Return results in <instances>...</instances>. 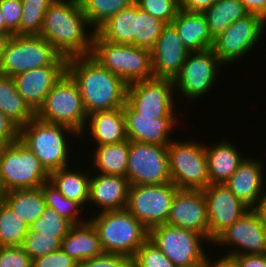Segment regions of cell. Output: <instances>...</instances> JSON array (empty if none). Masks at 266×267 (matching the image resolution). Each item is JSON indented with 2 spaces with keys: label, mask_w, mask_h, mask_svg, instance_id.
<instances>
[{
  "label": "cell",
  "mask_w": 266,
  "mask_h": 267,
  "mask_svg": "<svg viewBox=\"0 0 266 267\" xmlns=\"http://www.w3.org/2000/svg\"><path fill=\"white\" fill-rule=\"evenodd\" d=\"M66 73L77 84L87 115L122 108L126 103L128 84L90 55L68 58Z\"/></svg>",
  "instance_id": "obj_1"
},
{
  "label": "cell",
  "mask_w": 266,
  "mask_h": 267,
  "mask_svg": "<svg viewBox=\"0 0 266 267\" xmlns=\"http://www.w3.org/2000/svg\"><path fill=\"white\" fill-rule=\"evenodd\" d=\"M90 29L79 0H54L45 12L40 36L68 59L91 54L95 32Z\"/></svg>",
  "instance_id": "obj_2"
},
{
  "label": "cell",
  "mask_w": 266,
  "mask_h": 267,
  "mask_svg": "<svg viewBox=\"0 0 266 267\" xmlns=\"http://www.w3.org/2000/svg\"><path fill=\"white\" fill-rule=\"evenodd\" d=\"M66 134H69V138L80 136L71 127L42 122L35 117L20 128L19 140L35 154L50 174L68 167L71 147Z\"/></svg>",
  "instance_id": "obj_3"
},
{
  "label": "cell",
  "mask_w": 266,
  "mask_h": 267,
  "mask_svg": "<svg viewBox=\"0 0 266 267\" xmlns=\"http://www.w3.org/2000/svg\"><path fill=\"white\" fill-rule=\"evenodd\" d=\"M90 56L128 85L154 77L151 50L147 48L111 43L95 32Z\"/></svg>",
  "instance_id": "obj_4"
},
{
  "label": "cell",
  "mask_w": 266,
  "mask_h": 267,
  "mask_svg": "<svg viewBox=\"0 0 266 267\" xmlns=\"http://www.w3.org/2000/svg\"><path fill=\"white\" fill-rule=\"evenodd\" d=\"M97 214L89 219L99 234L104 253L133 258L149 237V231L127 209Z\"/></svg>",
  "instance_id": "obj_5"
},
{
  "label": "cell",
  "mask_w": 266,
  "mask_h": 267,
  "mask_svg": "<svg viewBox=\"0 0 266 267\" xmlns=\"http://www.w3.org/2000/svg\"><path fill=\"white\" fill-rule=\"evenodd\" d=\"M51 64H67V58L45 38L40 35H11L4 48L0 74L13 77Z\"/></svg>",
  "instance_id": "obj_6"
},
{
  "label": "cell",
  "mask_w": 266,
  "mask_h": 267,
  "mask_svg": "<svg viewBox=\"0 0 266 267\" xmlns=\"http://www.w3.org/2000/svg\"><path fill=\"white\" fill-rule=\"evenodd\" d=\"M35 117L42 122L71 127L81 137L83 136L88 115L78 86L67 73L46 95Z\"/></svg>",
  "instance_id": "obj_7"
},
{
  "label": "cell",
  "mask_w": 266,
  "mask_h": 267,
  "mask_svg": "<svg viewBox=\"0 0 266 267\" xmlns=\"http://www.w3.org/2000/svg\"><path fill=\"white\" fill-rule=\"evenodd\" d=\"M50 174L20 140L6 145L0 161V194L15 189L40 188Z\"/></svg>",
  "instance_id": "obj_8"
},
{
  "label": "cell",
  "mask_w": 266,
  "mask_h": 267,
  "mask_svg": "<svg viewBox=\"0 0 266 267\" xmlns=\"http://www.w3.org/2000/svg\"><path fill=\"white\" fill-rule=\"evenodd\" d=\"M171 182L179 189L202 190L210 185L204 144L174 141L168 145Z\"/></svg>",
  "instance_id": "obj_9"
},
{
  "label": "cell",
  "mask_w": 266,
  "mask_h": 267,
  "mask_svg": "<svg viewBox=\"0 0 266 267\" xmlns=\"http://www.w3.org/2000/svg\"><path fill=\"white\" fill-rule=\"evenodd\" d=\"M153 242L175 266L206 264L203 242L209 241L201 234L188 229L162 224L149 230ZM203 241V242H202Z\"/></svg>",
  "instance_id": "obj_10"
},
{
  "label": "cell",
  "mask_w": 266,
  "mask_h": 267,
  "mask_svg": "<svg viewBox=\"0 0 266 267\" xmlns=\"http://www.w3.org/2000/svg\"><path fill=\"white\" fill-rule=\"evenodd\" d=\"M178 189L172 182L130 185L126 209L149 231L167 223L171 203Z\"/></svg>",
  "instance_id": "obj_11"
},
{
  "label": "cell",
  "mask_w": 266,
  "mask_h": 267,
  "mask_svg": "<svg viewBox=\"0 0 266 267\" xmlns=\"http://www.w3.org/2000/svg\"><path fill=\"white\" fill-rule=\"evenodd\" d=\"M265 25L266 20L262 16L248 14L220 33L213 40L211 49L223 65L233 64L237 59L249 54L261 41Z\"/></svg>",
  "instance_id": "obj_12"
},
{
  "label": "cell",
  "mask_w": 266,
  "mask_h": 267,
  "mask_svg": "<svg viewBox=\"0 0 266 267\" xmlns=\"http://www.w3.org/2000/svg\"><path fill=\"white\" fill-rule=\"evenodd\" d=\"M126 177L130 185L170 183L168 146L129 141Z\"/></svg>",
  "instance_id": "obj_13"
},
{
  "label": "cell",
  "mask_w": 266,
  "mask_h": 267,
  "mask_svg": "<svg viewBox=\"0 0 266 267\" xmlns=\"http://www.w3.org/2000/svg\"><path fill=\"white\" fill-rule=\"evenodd\" d=\"M223 64L212 49L190 52L178 75L173 80L174 91L178 90L183 98L198 99L208 94L215 86L217 74Z\"/></svg>",
  "instance_id": "obj_14"
},
{
  "label": "cell",
  "mask_w": 266,
  "mask_h": 267,
  "mask_svg": "<svg viewBox=\"0 0 266 267\" xmlns=\"http://www.w3.org/2000/svg\"><path fill=\"white\" fill-rule=\"evenodd\" d=\"M174 88L173 80L152 77L129 84L126 101L139 116L176 117Z\"/></svg>",
  "instance_id": "obj_15"
},
{
  "label": "cell",
  "mask_w": 266,
  "mask_h": 267,
  "mask_svg": "<svg viewBox=\"0 0 266 267\" xmlns=\"http://www.w3.org/2000/svg\"><path fill=\"white\" fill-rule=\"evenodd\" d=\"M215 246L234 249L222 257L266 254V231L257 209L248 210L240 219L222 231L212 242ZM234 246V247H233Z\"/></svg>",
  "instance_id": "obj_16"
},
{
  "label": "cell",
  "mask_w": 266,
  "mask_h": 267,
  "mask_svg": "<svg viewBox=\"0 0 266 267\" xmlns=\"http://www.w3.org/2000/svg\"><path fill=\"white\" fill-rule=\"evenodd\" d=\"M207 206L209 242L240 219L248 210L229 189L222 184H210L202 189Z\"/></svg>",
  "instance_id": "obj_17"
},
{
  "label": "cell",
  "mask_w": 266,
  "mask_h": 267,
  "mask_svg": "<svg viewBox=\"0 0 266 267\" xmlns=\"http://www.w3.org/2000/svg\"><path fill=\"white\" fill-rule=\"evenodd\" d=\"M166 224L193 230L209 241L208 214L203 191L178 189L173 197Z\"/></svg>",
  "instance_id": "obj_18"
},
{
  "label": "cell",
  "mask_w": 266,
  "mask_h": 267,
  "mask_svg": "<svg viewBox=\"0 0 266 267\" xmlns=\"http://www.w3.org/2000/svg\"><path fill=\"white\" fill-rule=\"evenodd\" d=\"M189 53L175 26L166 24L151 49L153 76L174 80Z\"/></svg>",
  "instance_id": "obj_19"
},
{
  "label": "cell",
  "mask_w": 266,
  "mask_h": 267,
  "mask_svg": "<svg viewBox=\"0 0 266 267\" xmlns=\"http://www.w3.org/2000/svg\"><path fill=\"white\" fill-rule=\"evenodd\" d=\"M263 167L260 159L246 157L238 169L224 182L249 209H258L266 200Z\"/></svg>",
  "instance_id": "obj_20"
},
{
  "label": "cell",
  "mask_w": 266,
  "mask_h": 267,
  "mask_svg": "<svg viewBox=\"0 0 266 267\" xmlns=\"http://www.w3.org/2000/svg\"><path fill=\"white\" fill-rule=\"evenodd\" d=\"M122 110L125 116L126 134L129 141L161 146H168L172 141L170 139L172 137L171 131L175 129L174 126L179 121L177 120L178 117L139 116V112L127 101Z\"/></svg>",
  "instance_id": "obj_21"
},
{
  "label": "cell",
  "mask_w": 266,
  "mask_h": 267,
  "mask_svg": "<svg viewBox=\"0 0 266 267\" xmlns=\"http://www.w3.org/2000/svg\"><path fill=\"white\" fill-rule=\"evenodd\" d=\"M66 65L51 64L13 76L18 93L35 113L42 106L46 95L66 73Z\"/></svg>",
  "instance_id": "obj_22"
},
{
  "label": "cell",
  "mask_w": 266,
  "mask_h": 267,
  "mask_svg": "<svg viewBox=\"0 0 266 267\" xmlns=\"http://www.w3.org/2000/svg\"><path fill=\"white\" fill-rule=\"evenodd\" d=\"M129 186L125 176L96 173L90 176L89 206L93 203L101 209L99 212L126 209Z\"/></svg>",
  "instance_id": "obj_23"
},
{
  "label": "cell",
  "mask_w": 266,
  "mask_h": 267,
  "mask_svg": "<svg viewBox=\"0 0 266 267\" xmlns=\"http://www.w3.org/2000/svg\"><path fill=\"white\" fill-rule=\"evenodd\" d=\"M61 250L78 263L104 254L99 234L90 219L71 226L62 239Z\"/></svg>",
  "instance_id": "obj_24"
},
{
  "label": "cell",
  "mask_w": 266,
  "mask_h": 267,
  "mask_svg": "<svg viewBox=\"0 0 266 267\" xmlns=\"http://www.w3.org/2000/svg\"><path fill=\"white\" fill-rule=\"evenodd\" d=\"M207 156V169L210 184L224 183L246 158L231 141L204 145ZM239 151V152H238Z\"/></svg>",
  "instance_id": "obj_25"
},
{
  "label": "cell",
  "mask_w": 266,
  "mask_h": 267,
  "mask_svg": "<svg viewBox=\"0 0 266 267\" xmlns=\"http://www.w3.org/2000/svg\"><path fill=\"white\" fill-rule=\"evenodd\" d=\"M93 137L96 145H108L126 141L125 116L122 108L110 111H97L87 117L85 125ZM90 128V129H89Z\"/></svg>",
  "instance_id": "obj_26"
},
{
  "label": "cell",
  "mask_w": 266,
  "mask_h": 267,
  "mask_svg": "<svg viewBox=\"0 0 266 267\" xmlns=\"http://www.w3.org/2000/svg\"><path fill=\"white\" fill-rule=\"evenodd\" d=\"M172 24L190 52H200L212 48L214 39L210 35L203 13L179 10Z\"/></svg>",
  "instance_id": "obj_27"
},
{
  "label": "cell",
  "mask_w": 266,
  "mask_h": 267,
  "mask_svg": "<svg viewBox=\"0 0 266 267\" xmlns=\"http://www.w3.org/2000/svg\"><path fill=\"white\" fill-rule=\"evenodd\" d=\"M0 197L28 225L35 222L47 207L41 188L15 189L0 194Z\"/></svg>",
  "instance_id": "obj_28"
},
{
  "label": "cell",
  "mask_w": 266,
  "mask_h": 267,
  "mask_svg": "<svg viewBox=\"0 0 266 267\" xmlns=\"http://www.w3.org/2000/svg\"><path fill=\"white\" fill-rule=\"evenodd\" d=\"M71 167L61 168L52 171L49 181L54 184L60 193L67 199L79 202L83 207L89 200V181L90 171L81 172L80 170L69 169ZM86 172V173H84Z\"/></svg>",
  "instance_id": "obj_29"
},
{
  "label": "cell",
  "mask_w": 266,
  "mask_h": 267,
  "mask_svg": "<svg viewBox=\"0 0 266 267\" xmlns=\"http://www.w3.org/2000/svg\"><path fill=\"white\" fill-rule=\"evenodd\" d=\"M0 111L20 128L35 118V112L15 87L13 77L0 74Z\"/></svg>",
  "instance_id": "obj_30"
},
{
  "label": "cell",
  "mask_w": 266,
  "mask_h": 267,
  "mask_svg": "<svg viewBox=\"0 0 266 267\" xmlns=\"http://www.w3.org/2000/svg\"><path fill=\"white\" fill-rule=\"evenodd\" d=\"M136 17L137 5L132 3L108 19L95 32L108 42L134 45Z\"/></svg>",
  "instance_id": "obj_31"
},
{
  "label": "cell",
  "mask_w": 266,
  "mask_h": 267,
  "mask_svg": "<svg viewBox=\"0 0 266 267\" xmlns=\"http://www.w3.org/2000/svg\"><path fill=\"white\" fill-rule=\"evenodd\" d=\"M93 168L104 175L125 176L129 155V140L108 145H96Z\"/></svg>",
  "instance_id": "obj_32"
},
{
  "label": "cell",
  "mask_w": 266,
  "mask_h": 267,
  "mask_svg": "<svg viewBox=\"0 0 266 267\" xmlns=\"http://www.w3.org/2000/svg\"><path fill=\"white\" fill-rule=\"evenodd\" d=\"M202 13L206 18L209 32L213 39L233 22L249 14L244 5L238 0H218Z\"/></svg>",
  "instance_id": "obj_33"
},
{
  "label": "cell",
  "mask_w": 266,
  "mask_h": 267,
  "mask_svg": "<svg viewBox=\"0 0 266 267\" xmlns=\"http://www.w3.org/2000/svg\"><path fill=\"white\" fill-rule=\"evenodd\" d=\"M29 225L0 197V247L22 246Z\"/></svg>",
  "instance_id": "obj_34"
},
{
  "label": "cell",
  "mask_w": 266,
  "mask_h": 267,
  "mask_svg": "<svg viewBox=\"0 0 266 267\" xmlns=\"http://www.w3.org/2000/svg\"><path fill=\"white\" fill-rule=\"evenodd\" d=\"M79 2L91 30L95 32L108 19L134 3V0H79Z\"/></svg>",
  "instance_id": "obj_35"
},
{
  "label": "cell",
  "mask_w": 266,
  "mask_h": 267,
  "mask_svg": "<svg viewBox=\"0 0 266 267\" xmlns=\"http://www.w3.org/2000/svg\"><path fill=\"white\" fill-rule=\"evenodd\" d=\"M40 188L43 192L46 205L53 208L55 212L62 218L68 220L72 225L80 224L88 220L84 217L80 218V212L85 208L79 202L67 199L63 196L50 181L45 182Z\"/></svg>",
  "instance_id": "obj_36"
},
{
  "label": "cell",
  "mask_w": 266,
  "mask_h": 267,
  "mask_svg": "<svg viewBox=\"0 0 266 267\" xmlns=\"http://www.w3.org/2000/svg\"><path fill=\"white\" fill-rule=\"evenodd\" d=\"M165 25V22L137 6L134 46L151 50Z\"/></svg>",
  "instance_id": "obj_37"
},
{
  "label": "cell",
  "mask_w": 266,
  "mask_h": 267,
  "mask_svg": "<svg viewBox=\"0 0 266 267\" xmlns=\"http://www.w3.org/2000/svg\"><path fill=\"white\" fill-rule=\"evenodd\" d=\"M19 35H40L45 12L54 0H21Z\"/></svg>",
  "instance_id": "obj_38"
},
{
  "label": "cell",
  "mask_w": 266,
  "mask_h": 267,
  "mask_svg": "<svg viewBox=\"0 0 266 267\" xmlns=\"http://www.w3.org/2000/svg\"><path fill=\"white\" fill-rule=\"evenodd\" d=\"M71 226L72 224L68 220L47 206L43 214L29 225V232L53 235L63 239L70 232Z\"/></svg>",
  "instance_id": "obj_39"
},
{
  "label": "cell",
  "mask_w": 266,
  "mask_h": 267,
  "mask_svg": "<svg viewBox=\"0 0 266 267\" xmlns=\"http://www.w3.org/2000/svg\"><path fill=\"white\" fill-rule=\"evenodd\" d=\"M62 239L53 235H40L28 232L24 238L22 248L33 260L61 249Z\"/></svg>",
  "instance_id": "obj_40"
},
{
  "label": "cell",
  "mask_w": 266,
  "mask_h": 267,
  "mask_svg": "<svg viewBox=\"0 0 266 267\" xmlns=\"http://www.w3.org/2000/svg\"><path fill=\"white\" fill-rule=\"evenodd\" d=\"M132 267H175V265L147 239L132 258Z\"/></svg>",
  "instance_id": "obj_41"
},
{
  "label": "cell",
  "mask_w": 266,
  "mask_h": 267,
  "mask_svg": "<svg viewBox=\"0 0 266 267\" xmlns=\"http://www.w3.org/2000/svg\"><path fill=\"white\" fill-rule=\"evenodd\" d=\"M134 3L166 24L172 23L179 8V0H134Z\"/></svg>",
  "instance_id": "obj_42"
},
{
  "label": "cell",
  "mask_w": 266,
  "mask_h": 267,
  "mask_svg": "<svg viewBox=\"0 0 266 267\" xmlns=\"http://www.w3.org/2000/svg\"><path fill=\"white\" fill-rule=\"evenodd\" d=\"M0 11L5 20L6 28L13 35H19V24L22 17V1L0 0Z\"/></svg>",
  "instance_id": "obj_43"
},
{
  "label": "cell",
  "mask_w": 266,
  "mask_h": 267,
  "mask_svg": "<svg viewBox=\"0 0 266 267\" xmlns=\"http://www.w3.org/2000/svg\"><path fill=\"white\" fill-rule=\"evenodd\" d=\"M0 267H32V259L22 246L0 247Z\"/></svg>",
  "instance_id": "obj_44"
},
{
  "label": "cell",
  "mask_w": 266,
  "mask_h": 267,
  "mask_svg": "<svg viewBox=\"0 0 266 267\" xmlns=\"http://www.w3.org/2000/svg\"><path fill=\"white\" fill-rule=\"evenodd\" d=\"M78 267H132V258L126 255L104 253L78 263Z\"/></svg>",
  "instance_id": "obj_45"
},
{
  "label": "cell",
  "mask_w": 266,
  "mask_h": 267,
  "mask_svg": "<svg viewBox=\"0 0 266 267\" xmlns=\"http://www.w3.org/2000/svg\"><path fill=\"white\" fill-rule=\"evenodd\" d=\"M32 267H78V262L60 249L33 259Z\"/></svg>",
  "instance_id": "obj_46"
},
{
  "label": "cell",
  "mask_w": 266,
  "mask_h": 267,
  "mask_svg": "<svg viewBox=\"0 0 266 267\" xmlns=\"http://www.w3.org/2000/svg\"><path fill=\"white\" fill-rule=\"evenodd\" d=\"M20 127L0 111V144L9 145L19 140Z\"/></svg>",
  "instance_id": "obj_47"
},
{
  "label": "cell",
  "mask_w": 266,
  "mask_h": 267,
  "mask_svg": "<svg viewBox=\"0 0 266 267\" xmlns=\"http://www.w3.org/2000/svg\"><path fill=\"white\" fill-rule=\"evenodd\" d=\"M230 259L237 267H266V254L233 255Z\"/></svg>",
  "instance_id": "obj_48"
},
{
  "label": "cell",
  "mask_w": 266,
  "mask_h": 267,
  "mask_svg": "<svg viewBox=\"0 0 266 267\" xmlns=\"http://www.w3.org/2000/svg\"><path fill=\"white\" fill-rule=\"evenodd\" d=\"M218 0H179L180 10L186 12L202 13L207 8L214 5Z\"/></svg>",
  "instance_id": "obj_49"
},
{
  "label": "cell",
  "mask_w": 266,
  "mask_h": 267,
  "mask_svg": "<svg viewBox=\"0 0 266 267\" xmlns=\"http://www.w3.org/2000/svg\"><path fill=\"white\" fill-rule=\"evenodd\" d=\"M249 14H257L266 20V0H238Z\"/></svg>",
  "instance_id": "obj_50"
},
{
  "label": "cell",
  "mask_w": 266,
  "mask_h": 267,
  "mask_svg": "<svg viewBox=\"0 0 266 267\" xmlns=\"http://www.w3.org/2000/svg\"><path fill=\"white\" fill-rule=\"evenodd\" d=\"M206 267H237L236 264L227 257L218 258L216 261H210V257L206 261Z\"/></svg>",
  "instance_id": "obj_51"
},
{
  "label": "cell",
  "mask_w": 266,
  "mask_h": 267,
  "mask_svg": "<svg viewBox=\"0 0 266 267\" xmlns=\"http://www.w3.org/2000/svg\"><path fill=\"white\" fill-rule=\"evenodd\" d=\"M11 35H13V34H0V63L2 60V56L4 53V48H5L6 42Z\"/></svg>",
  "instance_id": "obj_52"
},
{
  "label": "cell",
  "mask_w": 266,
  "mask_h": 267,
  "mask_svg": "<svg viewBox=\"0 0 266 267\" xmlns=\"http://www.w3.org/2000/svg\"><path fill=\"white\" fill-rule=\"evenodd\" d=\"M263 221L264 230L266 231V200L257 209Z\"/></svg>",
  "instance_id": "obj_53"
},
{
  "label": "cell",
  "mask_w": 266,
  "mask_h": 267,
  "mask_svg": "<svg viewBox=\"0 0 266 267\" xmlns=\"http://www.w3.org/2000/svg\"><path fill=\"white\" fill-rule=\"evenodd\" d=\"M0 34H12L5 26V20L0 11Z\"/></svg>",
  "instance_id": "obj_54"
},
{
  "label": "cell",
  "mask_w": 266,
  "mask_h": 267,
  "mask_svg": "<svg viewBox=\"0 0 266 267\" xmlns=\"http://www.w3.org/2000/svg\"><path fill=\"white\" fill-rule=\"evenodd\" d=\"M175 267H206V264H194V265L175 266Z\"/></svg>",
  "instance_id": "obj_55"
},
{
  "label": "cell",
  "mask_w": 266,
  "mask_h": 267,
  "mask_svg": "<svg viewBox=\"0 0 266 267\" xmlns=\"http://www.w3.org/2000/svg\"><path fill=\"white\" fill-rule=\"evenodd\" d=\"M6 145L0 144V161H1V155Z\"/></svg>",
  "instance_id": "obj_56"
}]
</instances>
